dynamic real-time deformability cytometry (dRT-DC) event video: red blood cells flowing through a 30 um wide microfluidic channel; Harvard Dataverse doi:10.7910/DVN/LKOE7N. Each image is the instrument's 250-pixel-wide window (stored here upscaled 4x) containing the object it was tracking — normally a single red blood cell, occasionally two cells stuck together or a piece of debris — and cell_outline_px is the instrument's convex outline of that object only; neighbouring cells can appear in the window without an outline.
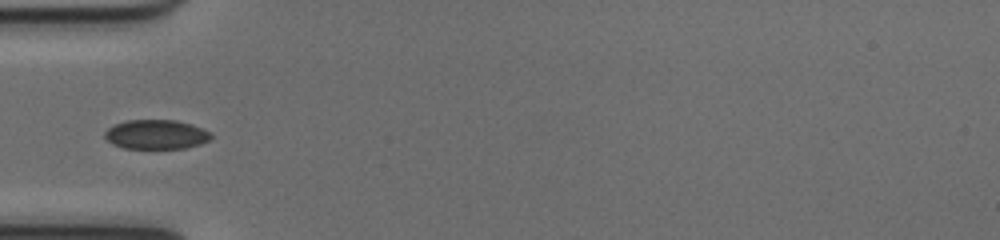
{"species": "common noctule bat (a hibernating species)", "species_latin": "Nyctalus noctula", "temperature_condition": "cold", "stored_images_in_passage": 35, "camera_frame_rate_fps": 3000, "um_per_image_px": 0.085, "animal": {"sex": "female", "body_mass_g": 17.0, "forearm_length_mm": 48.0}, "frame": {"image": 1, "passage_image": 1, "time_ms": 0.0, "image_size_px": [1000, 240], "cell_outline_px": [[212, 136], [208, 140], [200, 144], [184, 148], [124, 148], [112, 144], [104, 136], [104, 132], [108, 128], [116, 124], [128, 120], [176, 120], [192, 124], [212, 132]], "centroid_in_image_um": [13.29, 11.42], "position_along_channel_um": 71.7, "area_um2": 18.15}}
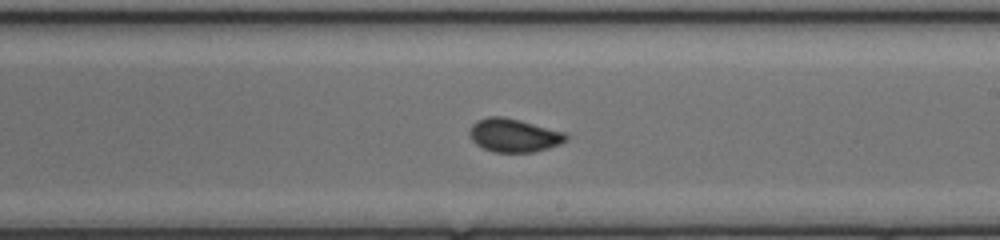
{"frame": {"image": 2, "passage_image": 14, "time_ms": 4.333, "image_size_px": [1000, 240], "cell_outline_px": [[568, 140], [560, 144], [548, 148], [532, 152], [492, 152], [476, 144], [472, 140], [468, 132], [472, 124], [476, 120], [488, 116], [504, 116], [520, 120], [564, 132], [568, 136]], "centroid_in_image_um": [43.66, 11.49], "position_along_channel_um": 245.3, "area_um2": 18.84}}
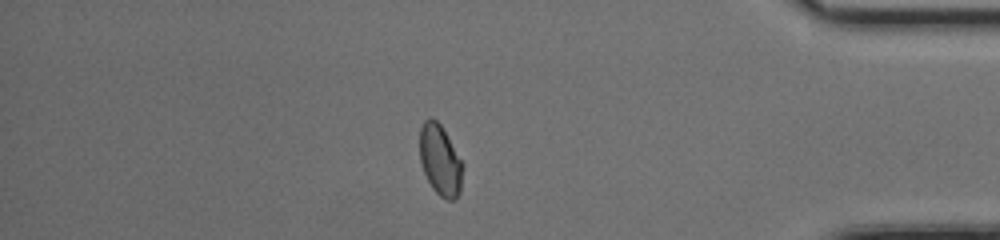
{"frame": {"image": 3, "passage_image": 28, "time_ms": 9.0, "image_size_px": [1000, 240], "cell_outline_px": [[464, 164], [460, 192], [456, 200], [448, 200], [440, 196], [432, 188], [424, 172], [420, 160], [420, 128], [424, 120], [428, 116], [432, 116], [440, 124]], "centroid_in_image_um": [37.42, 13.61], "position_along_channel_um": 397.8, "area_um2": 17.86}, "authors_computed_cell_mechanics": {"area_um2": 18.3226, "velocity_mm_per_s": 3.9893, "shape_relaxation_time_tau1_ms": 7.6302, "shape_relaxation_time_tau2_ms": null, "deformation_change_tau1": 0.1052, "deformation_change_tau2": null}}